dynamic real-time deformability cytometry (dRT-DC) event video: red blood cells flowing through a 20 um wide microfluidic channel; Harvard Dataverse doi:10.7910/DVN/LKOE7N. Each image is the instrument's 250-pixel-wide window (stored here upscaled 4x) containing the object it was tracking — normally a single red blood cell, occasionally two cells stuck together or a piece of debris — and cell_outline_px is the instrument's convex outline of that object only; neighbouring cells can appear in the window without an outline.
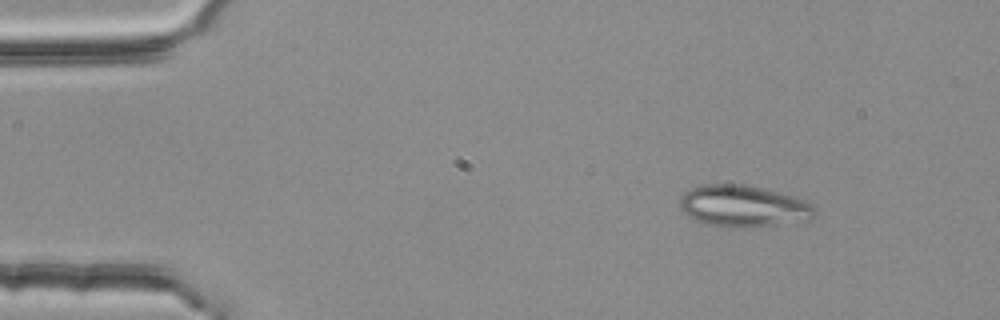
{"species": "common noctule bat (a hibernating species)", "species_latin": "Nyctalus noctula", "temperature_condition": "room temperature", "stored_images_in_passage": 3, "camera_frame_rate_fps": 3000, "um_per_image_px": 0.085, "animal": {"sex": "female", "body_mass_g": 25.1}, "frame": {"image": 1, "passage_image": 1, "time_ms": 0.0, "image_size_px": [1000, 320], "cell_outline_px": [[816, 212], [812, 220], [776, 224], [732, 228], [708, 224], [696, 220], [688, 216], [680, 208], [680, 200], [684, 192], [692, 188], [708, 184], [736, 184], [760, 188], [796, 196], [812, 204], [816, 208]], "centroid_in_image_um": [63.21, 17.52], "position_along_channel_um": 21.8, "area_um2": 32.48}}